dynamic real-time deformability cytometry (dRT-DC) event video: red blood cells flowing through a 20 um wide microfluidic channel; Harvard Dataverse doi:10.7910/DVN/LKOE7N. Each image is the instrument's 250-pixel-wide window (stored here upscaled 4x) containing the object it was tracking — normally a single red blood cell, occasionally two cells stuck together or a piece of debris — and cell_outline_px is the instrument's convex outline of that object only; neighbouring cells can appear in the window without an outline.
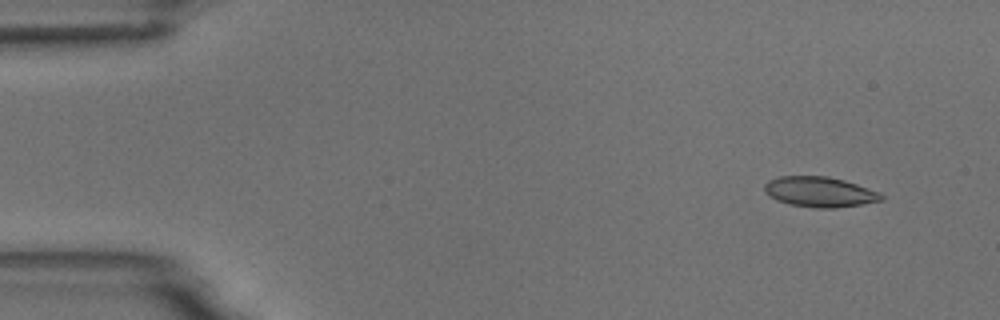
{"species": "common noctule bat (a hibernating species)", "species_latin": "Nyctalus noctula", "temperature_condition": "room temperature", "stored_images_in_passage": 4, "camera_frame_rate_fps": 3000, "um_per_image_px": 0.085, "animal": {"sex": "male", "body_mass_g": 18.8}, "frame": {"image": 1, "passage_image": 1, "time_ms": 0.0, "image_size_px": [1000, 320], "cell_outline_px": [[884, 200], [860, 204], [832, 208], [816, 208], [788, 204], [776, 200], [764, 192], [764, 184], [768, 180], [780, 176], [828, 176], [844, 180], [880, 192], [884, 196]], "centroid_in_image_um": [69.65, 16.31], "position_along_channel_um": 15.4, "area_um2": 20.63}}
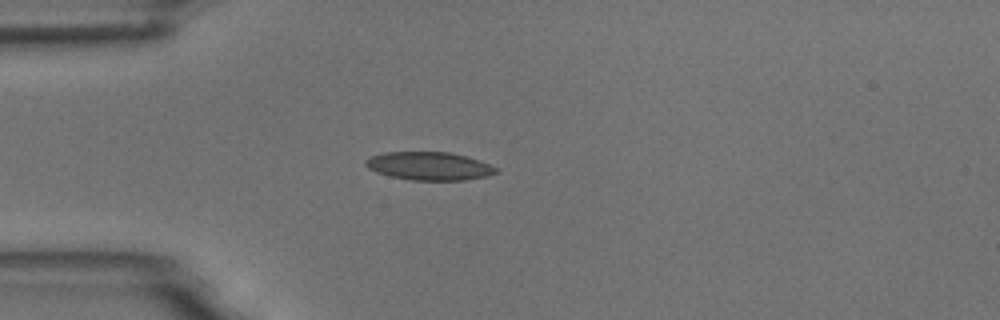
{"frame": {"image": 2, "passage_image": 4, "time_ms": 3.333, "image_size_px": [1000, 320], "cell_outline_px": [[500, 172], [488, 176], [464, 180], [412, 180], [388, 176], [376, 172], [368, 168], [364, 164], [364, 160], [372, 156], [384, 152], [448, 152], [480, 160], [496, 168]], "centroid_in_image_um": [36.46, 14.12], "position_along_channel_um": 48.5, "area_um2": 21.44}}